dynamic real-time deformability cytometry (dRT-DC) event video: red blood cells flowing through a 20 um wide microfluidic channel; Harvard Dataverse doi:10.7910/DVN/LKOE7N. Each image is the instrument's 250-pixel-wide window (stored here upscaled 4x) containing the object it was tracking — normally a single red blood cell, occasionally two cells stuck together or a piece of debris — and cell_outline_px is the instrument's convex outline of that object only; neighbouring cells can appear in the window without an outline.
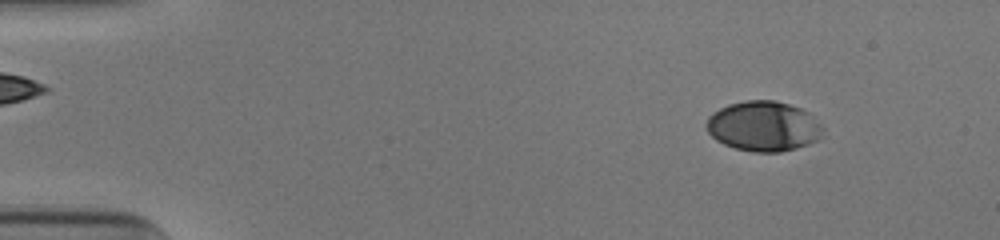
{"species": "human", "species_latin": "Homo sapiens", "temperature_condition": "cold", "stored_images_in_passage": 53, "camera_frame_rate_fps": 3000, "um_per_image_px": 0.085, "donor": {"sex": "male"}, "frame": {"image": 1, "passage_image": 6, "time_ms": 1.667, "image_size_px": [1000, 240], "cell_outline_px": [[824, 136], [820, 140], [796, 148], [780, 152], [752, 152], [736, 148], [724, 144], [716, 140], [708, 132], [704, 124], [708, 116], [712, 112], [728, 104], [744, 100], [776, 100], [800, 108], [808, 112], [824, 128]], "centroid_in_image_um": [64.9, 10.73], "position_along_channel_um": 20.1, "area_um2": 34.39}}
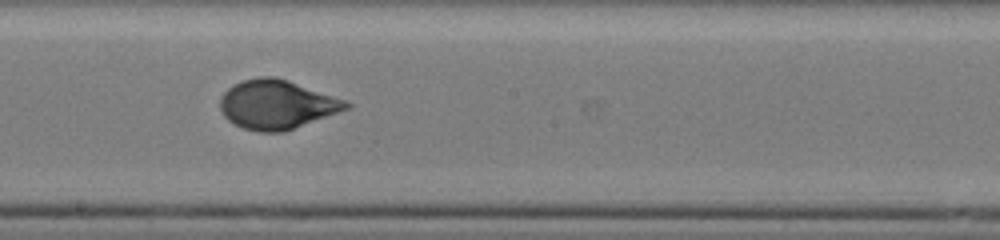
{"frame": {"image": 2, "passage_image": 30, "time_ms": 9.667, "image_size_px": [1000, 240], "cell_outline_px": [[352, 108], [284, 132], [260, 132], [244, 128], [228, 120], [224, 116], [220, 108], [220, 96], [232, 84], [240, 80], [260, 76], [272, 76], [288, 80], [348, 100], [352, 104]], "centroid_in_image_um": [23.56, 8.87], "position_along_channel_um": 224.6, "area_um2": 36.47}}
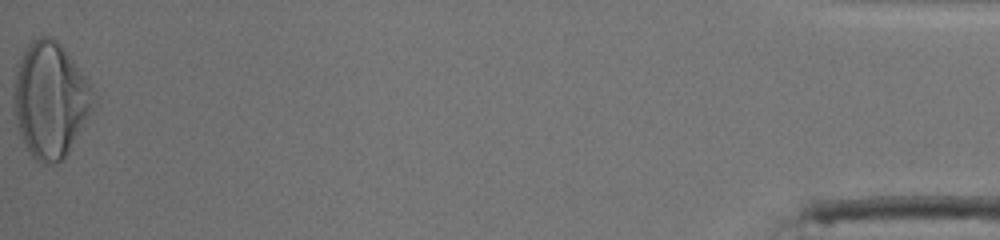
{"frame": {"image": 3, "passage_image": 53, "time_ms": 17.333, "image_size_px": [1000, 240], "cell_outline_px": [[96, 100], [92, 108], [64, 160], [56, 164], [44, 164], [36, 160], [32, 156], [24, 144], [16, 124], [12, 112], [12, 80], [16, 64], [24, 48], [32, 40], [40, 36], [52, 36], [60, 44], [84, 76], [92, 88], [96, 96]], "centroid_in_image_um": [4.2, 8.49], "position_along_channel_um": 431.0, "area_um2": 54.16}, "authors_computed_cell_mechanics": {"area_um2": 34.9112, "velocity_mm_per_s": 3.8923, "shape_relaxation_time_tau1_ms": 3.9702, "shape_relaxation_time_tau2_ms": null, "deformation_change_tau1": 0.1681, "deformation_change_tau2": null}}